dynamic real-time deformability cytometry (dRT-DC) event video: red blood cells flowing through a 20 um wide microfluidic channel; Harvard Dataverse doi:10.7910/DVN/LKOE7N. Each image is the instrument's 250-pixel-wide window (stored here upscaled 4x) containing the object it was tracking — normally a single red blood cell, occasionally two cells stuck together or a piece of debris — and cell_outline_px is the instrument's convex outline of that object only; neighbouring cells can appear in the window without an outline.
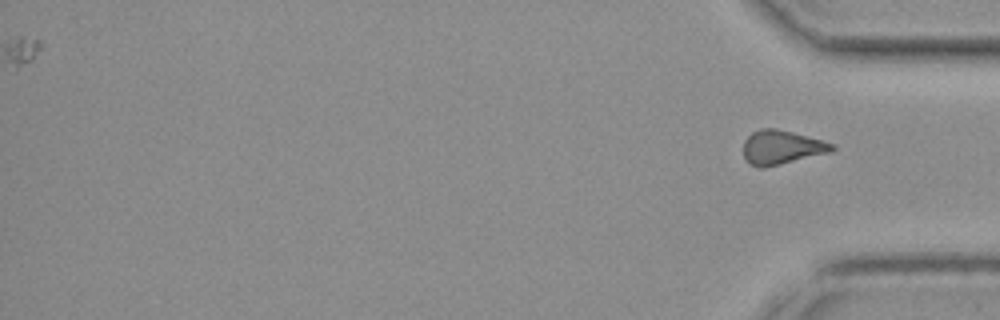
{"species": "common noctule bat (a hibernating species)", "species_latin": "Nyctalus noctula", "temperature_condition": "cold", "stored_images_in_passage": 41, "camera_frame_rate_fps": 3000, "um_per_image_px": 0.085, "animal": {"sex": "female", "body_mass_g": 19.3, "forearm_length_mm": 54.1}, "frame": {"image": 1, "passage_image": 41, "time_ms": 13.333, "image_size_px": [1000, 320], "cell_outline_px": [[836, 148], [832, 152], [764, 168], [760, 168], [752, 164], [744, 156], [744, 140], [752, 132], [760, 128], [776, 128], [824, 140], [836, 144]], "centroid_in_image_um": [66.49, 12.51], "position_along_channel_um": 368.7, "area_um2": 17.69}}